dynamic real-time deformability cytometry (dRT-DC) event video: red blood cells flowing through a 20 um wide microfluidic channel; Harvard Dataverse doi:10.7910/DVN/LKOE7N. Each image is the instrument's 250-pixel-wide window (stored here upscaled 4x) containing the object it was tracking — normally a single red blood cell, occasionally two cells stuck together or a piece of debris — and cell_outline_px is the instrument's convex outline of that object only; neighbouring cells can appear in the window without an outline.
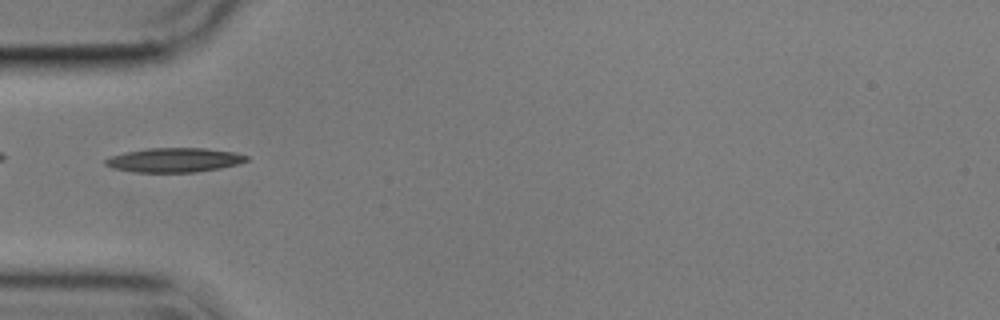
{"species": "common noctule bat (a hibernating species)", "species_latin": "Nyctalus noctula", "temperature_condition": "cold", "stored_images_in_passage": 8, "camera_frame_rate_fps": 3000, "um_per_image_px": 0.085, "animal": {"sex": "male", "body_mass_g": 17.9}, "frame": {"image": 1, "passage_image": 1, "time_ms": 0.0, "image_size_px": [1000, 320], "cell_outline_px": [[248, 160], [240, 164], [220, 168], [192, 172], [132, 172], [112, 168], [104, 164], [104, 160], [112, 156], [128, 152], [148, 148], [204, 148], [232, 152], [248, 156]], "centroid_in_image_um": [14.81, 13.61], "position_along_channel_um": 70.2, "area_um2": 19.83}}
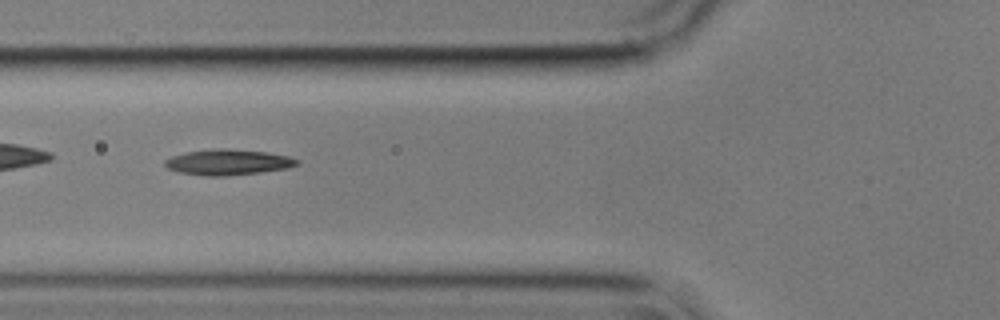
{"frame": {"image": 2, "passage_image": 4, "time_ms": 1.0, "image_size_px": [1000, 320], "cell_outline_px": [[300, 160], [296, 164], [288, 168], [260, 172], [228, 176], [204, 176], [180, 172], [168, 168], [164, 164], [164, 160], [172, 156], [184, 152], [212, 148], [224, 148], [268, 152], [288, 156]], "centroid_in_image_um": [19.36, 13.78], "position_along_channel_um": 106.4, "area_um2": 19.83}}